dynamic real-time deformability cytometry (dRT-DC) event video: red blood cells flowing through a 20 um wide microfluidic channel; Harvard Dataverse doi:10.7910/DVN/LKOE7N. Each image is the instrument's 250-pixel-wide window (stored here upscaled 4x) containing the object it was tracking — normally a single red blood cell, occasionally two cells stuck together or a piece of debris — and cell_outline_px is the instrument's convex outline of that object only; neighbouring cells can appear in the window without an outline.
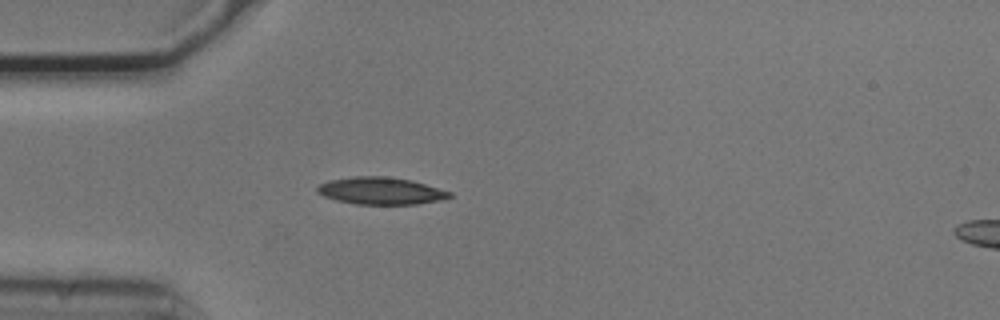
{"species": "common noctule bat (a hibernating species)", "species_latin": "Nyctalus noctula", "temperature_condition": "cold", "stored_images_in_passage": 40, "camera_frame_rate_fps": 3000, "um_per_image_px": 0.085, "animal": {"sex": "male", "body_mass_g": 20.5, "forearm_length_mm": 52.5}, "frame": {"image": 1, "passage_image": 1, "time_ms": 0.0, "image_size_px": [1000, 320], "cell_outline_px": [[452, 196], [440, 200], [416, 204], [356, 204], [336, 200], [324, 196], [316, 192], [316, 188], [320, 184], [328, 180], [356, 176], [388, 176], [412, 180], [452, 192]], "centroid_in_image_um": [32.36, 16.21], "position_along_channel_um": 52.6, "area_um2": 20.98}}
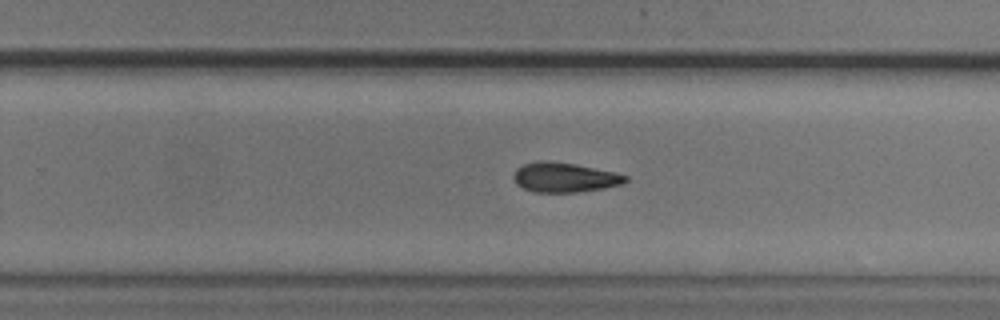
{"frame": {"image": 2, "passage_image": 20, "time_ms": 6.333, "image_size_px": [1000, 320], "cell_outline_px": [[628, 180], [624, 184], [604, 188], [576, 192], [532, 192], [516, 184], [512, 176], [516, 168], [524, 164], [540, 160], [548, 160], [576, 164], [616, 172], [628, 176]], "centroid_in_image_um": [47.99, 15.07], "position_along_channel_um": 281.8, "area_um2": 19.59}}
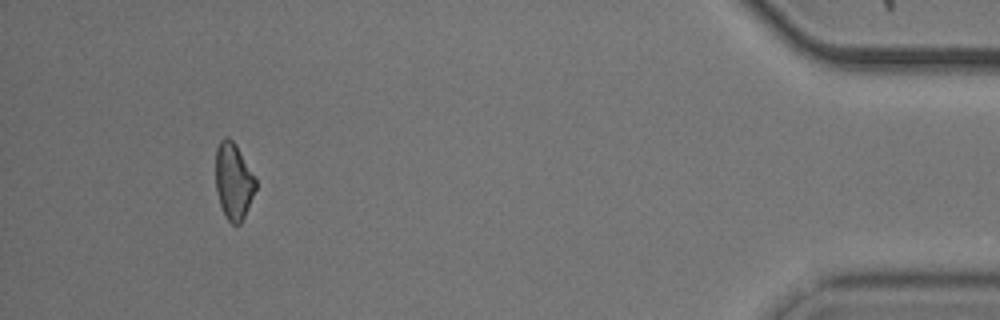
{"frame": {"image": 3, "passage_image": 36, "time_ms": 11.667, "image_size_px": [1000, 320], "cell_outline_px": [[256, 188], [244, 216], [240, 224], [232, 224], [228, 220], [220, 204], [216, 188], [216, 148], [220, 140], [224, 136], [228, 136], [236, 144], [256, 180]], "centroid_in_image_um": [19.84, 15.36], "position_along_channel_um": 415.4, "area_um2": 17.57}, "authors_computed_cell_mechanics": {"area_um2": 19.4786, "velocity_mm_per_s": 3.7384, "shape_relaxation_time_tau1_ms": 5.8438, "shape_relaxation_time_tau2_ms": null, "deformation_change_tau1": 0.1142, "deformation_change_tau2": null}}